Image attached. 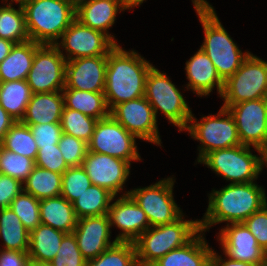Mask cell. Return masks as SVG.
I'll use <instances>...</instances> for the list:
<instances>
[{
    "instance_id": "4dcf8cb0",
    "label": "cell",
    "mask_w": 267,
    "mask_h": 266,
    "mask_svg": "<svg viewBox=\"0 0 267 266\" xmlns=\"http://www.w3.org/2000/svg\"><path fill=\"white\" fill-rule=\"evenodd\" d=\"M22 185L23 191L30 193L36 199L56 197L61 194L62 174L35 165Z\"/></svg>"
},
{
    "instance_id": "f907efd6",
    "label": "cell",
    "mask_w": 267,
    "mask_h": 266,
    "mask_svg": "<svg viewBox=\"0 0 267 266\" xmlns=\"http://www.w3.org/2000/svg\"><path fill=\"white\" fill-rule=\"evenodd\" d=\"M259 156V173L262 172L263 167L267 166V143L258 148Z\"/></svg>"
},
{
    "instance_id": "277c9868",
    "label": "cell",
    "mask_w": 267,
    "mask_h": 266,
    "mask_svg": "<svg viewBox=\"0 0 267 266\" xmlns=\"http://www.w3.org/2000/svg\"><path fill=\"white\" fill-rule=\"evenodd\" d=\"M30 40L54 45L76 19V11L66 0H33L23 6Z\"/></svg>"
},
{
    "instance_id": "83f0119b",
    "label": "cell",
    "mask_w": 267,
    "mask_h": 266,
    "mask_svg": "<svg viewBox=\"0 0 267 266\" xmlns=\"http://www.w3.org/2000/svg\"><path fill=\"white\" fill-rule=\"evenodd\" d=\"M66 233L48 225L39 224L29 232V257L37 262H50L59 250Z\"/></svg>"
},
{
    "instance_id": "f1b7e54d",
    "label": "cell",
    "mask_w": 267,
    "mask_h": 266,
    "mask_svg": "<svg viewBox=\"0 0 267 266\" xmlns=\"http://www.w3.org/2000/svg\"><path fill=\"white\" fill-rule=\"evenodd\" d=\"M0 238L4 250L29 251V231L10 207L0 209Z\"/></svg>"
},
{
    "instance_id": "c3c4849f",
    "label": "cell",
    "mask_w": 267,
    "mask_h": 266,
    "mask_svg": "<svg viewBox=\"0 0 267 266\" xmlns=\"http://www.w3.org/2000/svg\"><path fill=\"white\" fill-rule=\"evenodd\" d=\"M16 120L0 105V145L2 144L6 132L14 125Z\"/></svg>"
},
{
    "instance_id": "d6a6232c",
    "label": "cell",
    "mask_w": 267,
    "mask_h": 266,
    "mask_svg": "<svg viewBox=\"0 0 267 266\" xmlns=\"http://www.w3.org/2000/svg\"><path fill=\"white\" fill-rule=\"evenodd\" d=\"M3 5L0 6V38L15 44L29 41L23 7L19 5L15 9L12 4Z\"/></svg>"
},
{
    "instance_id": "ffe728a7",
    "label": "cell",
    "mask_w": 267,
    "mask_h": 266,
    "mask_svg": "<svg viewBox=\"0 0 267 266\" xmlns=\"http://www.w3.org/2000/svg\"><path fill=\"white\" fill-rule=\"evenodd\" d=\"M107 214L77 219L73 234L78 248L86 261L95 259L117 241L111 239V229Z\"/></svg>"
},
{
    "instance_id": "816d5d0a",
    "label": "cell",
    "mask_w": 267,
    "mask_h": 266,
    "mask_svg": "<svg viewBox=\"0 0 267 266\" xmlns=\"http://www.w3.org/2000/svg\"><path fill=\"white\" fill-rule=\"evenodd\" d=\"M144 1L146 0H122V3L128 10L141 5Z\"/></svg>"
},
{
    "instance_id": "d4e9b609",
    "label": "cell",
    "mask_w": 267,
    "mask_h": 266,
    "mask_svg": "<svg viewBox=\"0 0 267 266\" xmlns=\"http://www.w3.org/2000/svg\"><path fill=\"white\" fill-rule=\"evenodd\" d=\"M40 45L32 40L14 44L10 53L0 63V82L26 80L31 70L35 50Z\"/></svg>"
},
{
    "instance_id": "d6986e66",
    "label": "cell",
    "mask_w": 267,
    "mask_h": 266,
    "mask_svg": "<svg viewBox=\"0 0 267 266\" xmlns=\"http://www.w3.org/2000/svg\"><path fill=\"white\" fill-rule=\"evenodd\" d=\"M107 56L81 57L66 62L65 87L104 92Z\"/></svg>"
},
{
    "instance_id": "60d3db41",
    "label": "cell",
    "mask_w": 267,
    "mask_h": 266,
    "mask_svg": "<svg viewBox=\"0 0 267 266\" xmlns=\"http://www.w3.org/2000/svg\"><path fill=\"white\" fill-rule=\"evenodd\" d=\"M60 152L69 167L81 166L88 151V144L79 138L63 133L58 142Z\"/></svg>"
},
{
    "instance_id": "f6af8a7d",
    "label": "cell",
    "mask_w": 267,
    "mask_h": 266,
    "mask_svg": "<svg viewBox=\"0 0 267 266\" xmlns=\"http://www.w3.org/2000/svg\"><path fill=\"white\" fill-rule=\"evenodd\" d=\"M23 190V185L13 177L0 174V209L9 208L13 199Z\"/></svg>"
},
{
    "instance_id": "ac0fdd59",
    "label": "cell",
    "mask_w": 267,
    "mask_h": 266,
    "mask_svg": "<svg viewBox=\"0 0 267 266\" xmlns=\"http://www.w3.org/2000/svg\"><path fill=\"white\" fill-rule=\"evenodd\" d=\"M217 237L224 255L230 259L258 265L266 258V251L243 223L227 224Z\"/></svg>"
},
{
    "instance_id": "7a4b0ae2",
    "label": "cell",
    "mask_w": 267,
    "mask_h": 266,
    "mask_svg": "<svg viewBox=\"0 0 267 266\" xmlns=\"http://www.w3.org/2000/svg\"><path fill=\"white\" fill-rule=\"evenodd\" d=\"M208 198L207 211L199 219L200 230L204 233L214 224L243 223L267 204L265 189L255 182L229 183L220 190L213 189Z\"/></svg>"
},
{
    "instance_id": "8d00e7d4",
    "label": "cell",
    "mask_w": 267,
    "mask_h": 266,
    "mask_svg": "<svg viewBox=\"0 0 267 266\" xmlns=\"http://www.w3.org/2000/svg\"><path fill=\"white\" fill-rule=\"evenodd\" d=\"M35 161L14 153L0 145V174L7 175L23 183L31 174Z\"/></svg>"
},
{
    "instance_id": "681fc988",
    "label": "cell",
    "mask_w": 267,
    "mask_h": 266,
    "mask_svg": "<svg viewBox=\"0 0 267 266\" xmlns=\"http://www.w3.org/2000/svg\"><path fill=\"white\" fill-rule=\"evenodd\" d=\"M15 43L9 40L0 38V63L7 57L10 53L11 48Z\"/></svg>"
},
{
    "instance_id": "e0dca14e",
    "label": "cell",
    "mask_w": 267,
    "mask_h": 266,
    "mask_svg": "<svg viewBox=\"0 0 267 266\" xmlns=\"http://www.w3.org/2000/svg\"><path fill=\"white\" fill-rule=\"evenodd\" d=\"M114 199L115 196L112 199L107 216L110 227L115 225L122 230L115 240L134 242L150 227L147 215L129 194L121 195L113 203Z\"/></svg>"
},
{
    "instance_id": "5b68a950",
    "label": "cell",
    "mask_w": 267,
    "mask_h": 266,
    "mask_svg": "<svg viewBox=\"0 0 267 266\" xmlns=\"http://www.w3.org/2000/svg\"><path fill=\"white\" fill-rule=\"evenodd\" d=\"M182 214L172 223L149 227L133 243L138 266H151L169 251L184 246L199 231V220H184Z\"/></svg>"
},
{
    "instance_id": "7dc6e473",
    "label": "cell",
    "mask_w": 267,
    "mask_h": 266,
    "mask_svg": "<svg viewBox=\"0 0 267 266\" xmlns=\"http://www.w3.org/2000/svg\"><path fill=\"white\" fill-rule=\"evenodd\" d=\"M218 255L214 250L211 254V266H257L256 264L230 259L228 256ZM227 257V258H226Z\"/></svg>"
},
{
    "instance_id": "ee69618b",
    "label": "cell",
    "mask_w": 267,
    "mask_h": 266,
    "mask_svg": "<svg viewBox=\"0 0 267 266\" xmlns=\"http://www.w3.org/2000/svg\"><path fill=\"white\" fill-rule=\"evenodd\" d=\"M243 224L255 236L258 245L267 251V204L251 214Z\"/></svg>"
},
{
    "instance_id": "2e32d148",
    "label": "cell",
    "mask_w": 267,
    "mask_h": 266,
    "mask_svg": "<svg viewBox=\"0 0 267 266\" xmlns=\"http://www.w3.org/2000/svg\"><path fill=\"white\" fill-rule=\"evenodd\" d=\"M82 166L93 185L107 189L116 197L126 184L131 164L107 154L87 151Z\"/></svg>"
},
{
    "instance_id": "f5cc1de1",
    "label": "cell",
    "mask_w": 267,
    "mask_h": 266,
    "mask_svg": "<svg viewBox=\"0 0 267 266\" xmlns=\"http://www.w3.org/2000/svg\"><path fill=\"white\" fill-rule=\"evenodd\" d=\"M70 6L76 11L80 6L87 4L92 0H66Z\"/></svg>"
},
{
    "instance_id": "44dd1931",
    "label": "cell",
    "mask_w": 267,
    "mask_h": 266,
    "mask_svg": "<svg viewBox=\"0 0 267 266\" xmlns=\"http://www.w3.org/2000/svg\"><path fill=\"white\" fill-rule=\"evenodd\" d=\"M185 64L186 77L189 80L186 84L187 90H192L198 97H202L213 92L216 86L221 96L224 81L220 78L211 59L201 48Z\"/></svg>"
},
{
    "instance_id": "74e56055",
    "label": "cell",
    "mask_w": 267,
    "mask_h": 266,
    "mask_svg": "<svg viewBox=\"0 0 267 266\" xmlns=\"http://www.w3.org/2000/svg\"><path fill=\"white\" fill-rule=\"evenodd\" d=\"M40 200L30 193L21 191L12 201L10 208L19 217L24 227L30 232L41 224Z\"/></svg>"
},
{
    "instance_id": "cb8c5ba5",
    "label": "cell",
    "mask_w": 267,
    "mask_h": 266,
    "mask_svg": "<svg viewBox=\"0 0 267 266\" xmlns=\"http://www.w3.org/2000/svg\"><path fill=\"white\" fill-rule=\"evenodd\" d=\"M63 108L62 91L33 93L20 122L23 124L61 123Z\"/></svg>"
},
{
    "instance_id": "52a82bcc",
    "label": "cell",
    "mask_w": 267,
    "mask_h": 266,
    "mask_svg": "<svg viewBox=\"0 0 267 266\" xmlns=\"http://www.w3.org/2000/svg\"><path fill=\"white\" fill-rule=\"evenodd\" d=\"M201 118L198 122L191 114L190 124L184 130L201 143L198 147V163L211 151L241 145L235 121L227 108L221 107L218 114Z\"/></svg>"
},
{
    "instance_id": "836d02e7",
    "label": "cell",
    "mask_w": 267,
    "mask_h": 266,
    "mask_svg": "<svg viewBox=\"0 0 267 266\" xmlns=\"http://www.w3.org/2000/svg\"><path fill=\"white\" fill-rule=\"evenodd\" d=\"M5 149L29 157L35 161L38 153L37 144L28 125L16 121L6 132L1 144Z\"/></svg>"
},
{
    "instance_id": "d590c367",
    "label": "cell",
    "mask_w": 267,
    "mask_h": 266,
    "mask_svg": "<svg viewBox=\"0 0 267 266\" xmlns=\"http://www.w3.org/2000/svg\"><path fill=\"white\" fill-rule=\"evenodd\" d=\"M98 120L83 113L64 107L61 116V128L63 133L84 140H91L93 131Z\"/></svg>"
},
{
    "instance_id": "6da1fadb",
    "label": "cell",
    "mask_w": 267,
    "mask_h": 266,
    "mask_svg": "<svg viewBox=\"0 0 267 266\" xmlns=\"http://www.w3.org/2000/svg\"><path fill=\"white\" fill-rule=\"evenodd\" d=\"M152 67L134 50L126 51L116 45L107 56L104 95L109 110L119 103L143 97Z\"/></svg>"
},
{
    "instance_id": "9f6ffc18",
    "label": "cell",
    "mask_w": 267,
    "mask_h": 266,
    "mask_svg": "<svg viewBox=\"0 0 267 266\" xmlns=\"http://www.w3.org/2000/svg\"><path fill=\"white\" fill-rule=\"evenodd\" d=\"M257 266H267V257L262 262H260Z\"/></svg>"
},
{
    "instance_id": "ab89813d",
    "label": "cell",
    "mask_w": 267,
    "mask_h": 266,
    "mask_svg": "<svg viewBox=\"0 0 267 266\" xmlns=\"http://www.w3.org/2000/svg\"><path fill=\"white\" fill-rule=\"evenodd\" d=\"M50 263L52 266H86L87 261L78 248L73 232L64 235L57 255Z\"/></svg>"
},
{
    "instance_id": "9c48e42d",
    "label": "cell",
    "mask_w": 267,
    "mask_h": 266,
    "mask_svg": "<svg viewBox=\"0 0 267 266\" xmlns=\"http://www.w3.org/2000/svg\"><path fill=\"white\" fill-rule=\"evenodd\" d=\"M251 146L237 145L209 152L199 163L207 165L231 184L254 182L259 176V156Z\"/></svg>"
},
{
    "instance_id": "9a60e30c",
    "label": "cell",
    "mask_w": 267,
    "mask_h": 266,
    "mask_svg": "<svg viewBox=\"0 0 267 266\" xmlns=\"http://www.w3.org/2000/svg\"><path fill=\"white\" fill-rule=\"evenodd\" d=\"M232 115L242 145L255 151L267 143V98L244 101L224 107Z\"/></svg>"
},
{
    "instance_id": "4fadbf2b",
    "label": "cell",
    "mask_w": 267,
    "mask_h": 266,
    "mask_svg": "<svg viewBox=\"0 0 267 266\" xmlns=\"http://www.w3.org/2000/svg\"><path fill=\"white\" fill-rule=\"evenodd\" d=\"M54 45L69 61L81 57L108 56L116 44L103 32L74 20ZM66 50L64 55L63 49ZM62 49V50H61Z\"/></svg>"
},
{
    "instance_id": "e575fe53",
    "label": "cell",
    "mask_w": 267,
    "mask_h": 266,
    "mask_svg": "<svg viewBox=\"0 0 267 266\" xmlns=\"http://www.w3.org/2000/svg\"><path fill=\"white\" fill-rule=\"evenodd\" d=\"M86 266H138L133 242L117 241Z\"/></svg>"
},
{
    "instance_id": "5bb4252c",
    "label": "cell",
    "mask_w": 267,
    "mask_h": 266,
    "mask_svg": "<svg viewBox=\"0 0 267 266\" xmlns=\"http://www.w3.org/2000/svg\"><path fill=\"white\" fill-rule=\"evenodd\" d=\"M110 115L137 139L161 146L157 118L144 96L115 105Z\"/></svg>"
},
{
    "instance_id": "1f68e13d",
    "label": "cell",
    "mask_w": 267,
    "mask_h": 266,
    "mask_svg": "<svg viewBox=\"0 0 267 266\" xmlns=\"http://www.w3.org/2000/svg\"><path fill=\"white\" fill-rule=\"evenodd\" d=\"M113 197L107 189L92 184L73 202L76 218L107 214Z\"/></svg>"
},
{
    "instance_id": "bcb514c9",
    "label": "cell",
    "mask_w": 267,
    "mask_h": 266,
    "mask_svg": "<svg viewBox=\"0 0 267 266\" xmlns=\"http://www.w3.org/2000/svg\"><path fill=\"white\" fill-rule=\"evenodd\" d=\"M28 252L0 249V266H29Z\"/></svg>"
},
{
    "instance_id": "3957f363",
    "label": "cell",
    "mask_w": 267,
    "mask_h": 266,
    "mask_svg": "<svg viewBox=\"0 0 267 266\" xmlns=\"http://www.w3.org/2000/svg\"><path fill=\"white\" fill-rule=\"evenodd\" d=\"M192 3L204 30V42L200 48L211 59L225 82L239 69L250 52L243 53L239 49L207 0H192Z\"/></svg>"
},
{
    "instance_id": "4316f807",
    "label": "cell",
    "mask_w": 267,
    "mask_h": 266,
    "mask_svg": "<svg viewBox=\"0 0 267 266\" xmlns=\"http://www.w3.org/2000/svg\"><path fill=\"white\" fill-rule=\"evenodd\" d=\"M64 107L77 110L84 115L103 119L110 115L104 92L82 91L72 88H63Z\"/></svg>"
},
{
    "instance_id": "db71d44e",
    "label": "cell",
    "mask_w": 267,
    "mask_h": 266,
    "mask_svg": "<svg viewBox=\"0 0 267 266\" xmlns=\"http://www.w3.org/2000/svg\"><path fill=\"white\" fill-rule=\"evenodd\" d=\"M29 266H52L50 262H37V261H30Z\"/></svg>"
},
{
    "instance_id": "7c38bea8",
    "label": "cell",
    "mask_w": 267,
    "mask_h": 266,
    "mask_svg": "<svg viewBox=\"0 0 267 266\" xmlns=\"http://www.w3.org/2000/svg\"><path fill=\"white\" fill-rule=\"evenodd\" d=\"M67 60L55 45L41 44L36 50L27 84L32 93L62 91Z\"/></svg>"
},
{
    "instance_id": "30bf717a",
    "label": "cell",
    "mask_w": 267,
    "mask_h": 266,
    "mask_svg": "<svg viewBox=\"0 0 267 266\" xmlns=\"http://www.w3.org/2000/svg\"><path fill=\"white\" fill-rule=\"evenodd\" d=\"M174 177L164 178L143 188L124 192L146 213L150 227L172 223L183 213L173 197Z\"/></svg>"
},
{
    "instance_id": "603a6c76",
    "label": "cell",
    "mask_w": 267,
    "mask_h": 266,
    "mask_svg": "<svg viewBox=\"0 0 267 266\" xmlns=\"http://www.w3.org/2000/svg\"><path fill=\"white\" fill-rule=\"evenodd\" d=\"M200 230L188 243L169 251L151 266H211L213 249L207 244Z\"/></svg>"
},
{
    "instance_id": "b9f144b4",
    "label": "cell",
    "mask_w": 267,
    "mask_h": 266,
    "mask_svg": "<svg viewBox=\"0 0 267 266\" xmlns=\"http://www.w3.org/2000/svg\"><path fill=\"white\" fill-rule=\"evenodd\" d=\"M35 165L60 174H63L69 168L62 157L58 144L38 147Z\"/></svg>"
},
{
    "instance_id": "8992f818",
    "label": "cell",
    "mask_w": 267,
    "mask_h": 266,
    "mask_svg": "<svg viewBox=\"0 0 267 266\" xmlns=\"http://www.w3.org/2000/svg\"><path fill=\"white\" fill-rule=\"evenodd\" d=\"M144 97L152 106L156 118L160 110L169 123L179 128V132L187 128L191 109L177 86L154 66L146 78Z\"/></svg>"
},
{
    "instance_id": "f546056e",
    "label": "cell",
    "mask_w": 267,
    "mask_h": 266,
    "mask_svg": "<svg viewBox=\"0 0 267 266\" xmlns=\"http://www.w3.org/2000/svg\"><path fill=\"white\" fill-rule=\"evenodd\" d=\"M32 91L26 80L0 82V105L16 121H21Z\"/></svg>"
},
{
    "instance_id": "ba28073f",
    "label": "cell",
    "mask_w": 267,
    "mask_h": 266,
    "mask_svg": "<svg viewBox=\"0 0 267 266\" xmlns=\"http://www.w3.org/2000/svg\"><path fill=\"white\" fill-rule=\"evenodd\" d=\"M222 107H230L244 101L267 98V61L252 53L239 69L224 82Z\"/></svg>"
},
{
    "instance_id": "7bdbcfd3",
    "label": "cell",
    "mask_w": 267,
    "mask_h": 266,
    "mask_svg": "<svg viewBox=\"0 0 267 266\" xmlns=\"http://www.w3.org/2000/svg\"><path fill=\"white\" fill-rule=\"evenodd\" d=\"M28 125L37 147L57 145L63 130L61 123L25 124Z\"/></svg>"
},
{
    "instance_id": "7402d4cb",
    "label": "cell",
    "mask_w": 267,
    "mask_h": 266,
    "mask_svg": "<svg viewBox=\"0 0 267 266\" xmlns=\"http://www.w3.org/2000/svg\"><path fill=\"white\" fill-rule=\"evenodd\" d=\"M127 10L122 0H92L76 10V20L81 24L107 35L116 45V38L108 30L113 26L117 13Z\"/></svg>"
},
{
    "instance_id": "f35d334b",
    "label": "cell",
    "mask_w": 267,
    "mask_h": 266,
    "mask_svg": "<svg viewBox=\"0 0 267 266\" xmlns=\"http://www.w3.org/2000/svg\"><path fill=\"white\" fill-rule=\"evenodd\" d=\"M91 185V180L87 176L82 165L69 167L62 174V189L60 195L70 203H73Z\"/></svg>"
},
{
    "instance_id": "8fae6325",
    "label": "cell",
    "mask_w": 267,
    "mask_h": 266,
    "mask_svg": "<svg viewBox=\"0 0 267 266\" xmlns=\"http://www.w3.org/2000/svg\"><path fill=\"white\" fill-rule=\"evenodd\" d=\"M136 138L109 115L96 122L91 140L87 143L88 151L107 154L131 164L141 160Z\"/></svg>"
},
{
    "instance_id": "484cf974",
    "label": "cell",
    "mask_w": 267,
    "mask_h": 266,
    "mask_svg": "<svg viewBox=\"0 0 267 266\" xmlns=\"http://www.w3.org/2000/svg\"><path fill=\"white\" fill-rule=\"evenodd\" d=\"M41 223L64 233H72L77 224L73 203L61 195L40 200Z\"/></svg>"
},
{
    "instance_id": "11a10c76",
    "label": "cell",
    "mask_w": 267,
    "mask_h": 266,
    "mask_svg": "<svg viewBox=\"0 0 267 266\" xmlns=\"http://www.w3.org/2000/svg\"><path fill=\"white\" fill-rule=\"evenodd\" d=\"M2 1H8V0H2ZM33 0H11V2H9V4H12L13 2L15 3H19L20 6H23L24 4H26L27 2H30Z\"/></svg>"
}]
</instances>
